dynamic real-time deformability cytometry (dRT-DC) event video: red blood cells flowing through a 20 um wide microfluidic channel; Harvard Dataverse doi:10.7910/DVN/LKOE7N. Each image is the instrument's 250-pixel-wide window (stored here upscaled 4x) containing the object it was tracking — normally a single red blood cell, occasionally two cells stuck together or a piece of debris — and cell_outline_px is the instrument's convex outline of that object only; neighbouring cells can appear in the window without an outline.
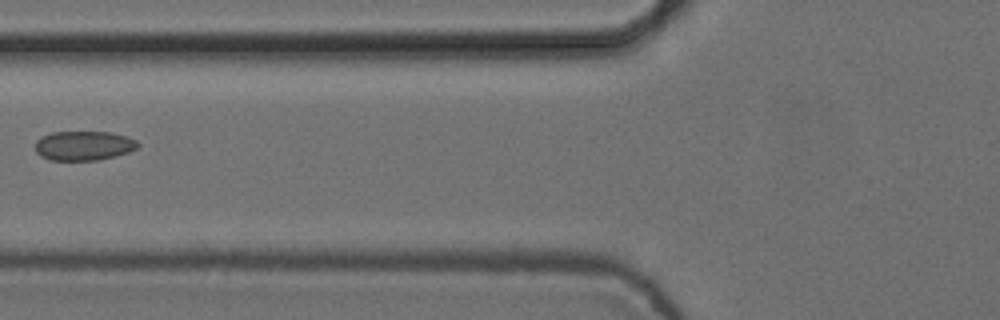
{"species": "common noctule bat (a hibernating species)", "species_latin": "Nyctalus noctula", "temperature_condition": "cold", "stored_images_in_passage": 6, "camera_frame_rate_fps": 3000, "um_per_image_px": 0.085, "animal": {"sex": "female", "body_mass_g": 24.6, "forearm_length_mm": 56.2}, "frame": {"image": 1, "passage_image": 6, "time_ms": 1.667, "image_size_px": [1000, 320], "cell_outline_px": [[140, 144], [136, 148], [128, 152], [100, 160], [48, 160], [40, 156], [36, 152], [36, 140], [52, 132], [108, 132], [124, 136], [136, 140]], "centroid_in_image_um": [7.1, 12.39], "position_along_channel_um": 118.7, "area_um2": 17.46}}